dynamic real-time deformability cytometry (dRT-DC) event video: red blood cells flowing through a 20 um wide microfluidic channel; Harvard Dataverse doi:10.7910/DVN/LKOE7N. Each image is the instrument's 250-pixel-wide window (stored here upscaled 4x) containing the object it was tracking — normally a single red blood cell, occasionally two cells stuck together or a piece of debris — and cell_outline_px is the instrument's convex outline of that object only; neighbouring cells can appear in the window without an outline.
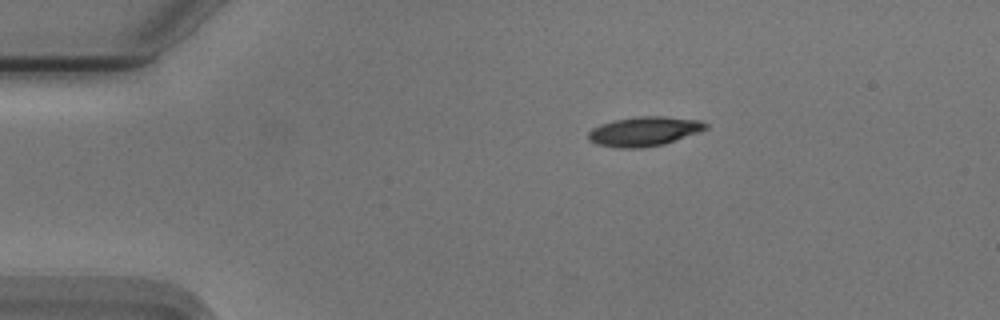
{"species": "Egyptian fruit bat (a non-hibernating species)", "species_latin": "Rousettus aegyptiacus", "temperature_condition": "cold", "stored_images_in_passage": 45, "camera_frame_rate_fps": 3000, "um_per_image_px": 0.085, "animal": {"sex": "male"}, "frame": {"image": 1, "passage_image": 1, "time_ms": 0.0, "image_size_px": [1000, 320], "cell_outline_px": [[708, 128], [700, 132], [664, 144], [640, 148], [620, 148], [596, 144], [588, 140], [588, 132], [592, 128], [600, 124], [612, 120], [640, 116], [664, 116], [700, 120], [708, 124]], "centroid_in_image_um": [54.75, 11.16], "position_along_channel_um": 30.2, "area_um2": 20.29}}
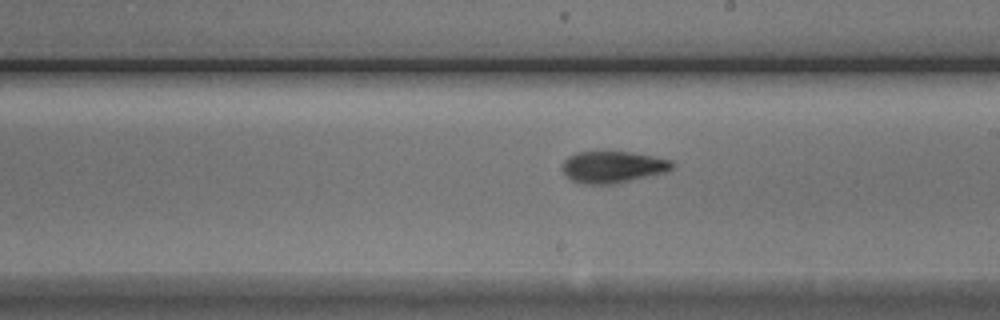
{"frame": {"image": 2, "passage_image": 22, "time_ms": 7.0, "image_size_px": [1000, 320], "cell_outline_px": [[676, 164], [672, 168], [664, 172], [612, 184], [584, 184], [572, 180], [564, 176], [560, 168], [560, 164], [568, 156], [576, 152], [628, 152], [652, 156], [672, 160]], "centroid_in_image_um": [52.01, 14.19], "position_along_channel_um": 237.0, "area_um2": 20.29}}
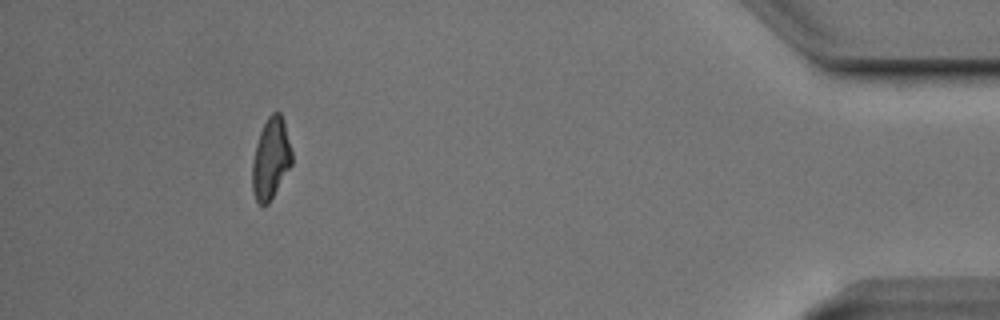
{"frame": {"image": 3, "passage_image": 41, "time_ms": 13.333, "image_size_px": [1000, 320], "cell_outline_px": [[292, 164], [268, 204], [260, 204], [256, 200], [252, 192], [252, 160], [256, 144], [260, 132], [268, 116], [272, 112], [280, 112], [284, 124], [292, 152]], "centroid_in_image_um": [23.0, 13.49], "position_along_channel_um": 412.2, "area_um2": 18.5}, "authors_computed_cell_mechanics": {"area_um2": 19.5942, "velocity_mm_per_s": 3.7481, "shape_relaxation_time_tau1_ms": 3.9577, "shape_relaxation_time_tau2_ms": 2.92, "deformation_change_tau1": 0.1791, "deformation_change_tau2": 0.1154}}